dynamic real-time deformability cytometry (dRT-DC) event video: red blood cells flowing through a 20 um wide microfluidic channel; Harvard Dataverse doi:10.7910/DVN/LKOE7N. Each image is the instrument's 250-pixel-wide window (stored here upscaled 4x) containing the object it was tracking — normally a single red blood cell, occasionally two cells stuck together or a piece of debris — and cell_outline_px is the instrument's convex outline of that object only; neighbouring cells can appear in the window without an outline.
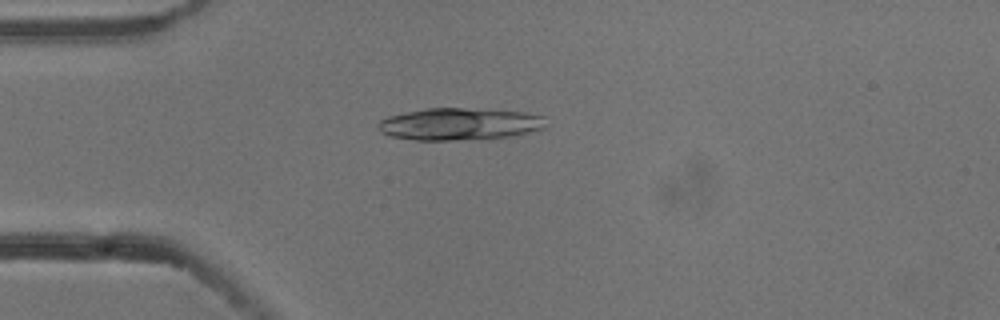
{"species": "common noctule bat (a hibernating species)", "species_latin": "Nyctalus noctula", "temperature_condition": "cold", "stored_images_in_passage": 3, "camera_frame_rate_fps": 3000, "um_per_image_px": 0.085, "animal": {"sex": "male", "body_mass_g": 13.3}, "frame": {"image": 1, "passage_image": 3, "time_ms": 0.667, "image_size_px": [1000, 320], "cell_outline_px": [[544, 128], [528, 132], [488, 140], [416, 140], [392, 136], [380, 132], [376, 124], [380, 120], [388, 116], [404, 112], [428, 108], [464, 108], [524, 112], [544, 116]], "centroid_in_image_um": [39.03, 10.55], "position_along_channel_um": 46.0, "area_um2": 31.56}}